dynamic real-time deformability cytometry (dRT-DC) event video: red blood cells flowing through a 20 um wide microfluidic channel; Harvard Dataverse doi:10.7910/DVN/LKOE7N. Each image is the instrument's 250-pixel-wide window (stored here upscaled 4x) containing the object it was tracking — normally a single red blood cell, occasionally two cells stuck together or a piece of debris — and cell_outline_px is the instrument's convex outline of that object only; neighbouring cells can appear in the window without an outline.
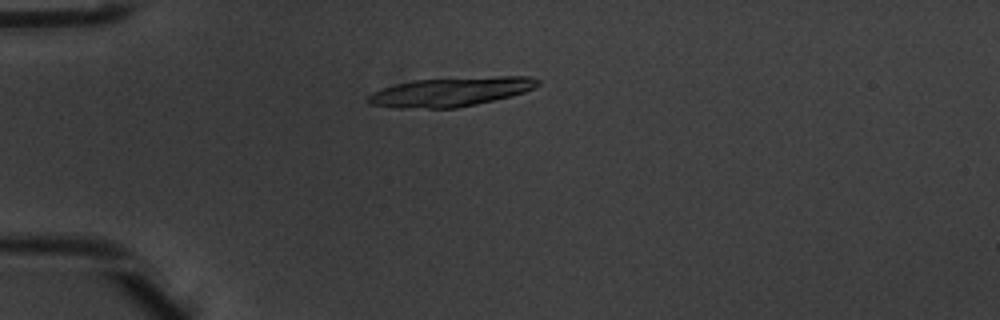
{"species": "common noctule bat (a hibernating species)", "species_latin": "Nyctalus noctula", "temperature_condition": "warm", "stored_images_in_passage": 8, "camera_frame_rate_fps": 3000, "um_per_image_px": 0.085, "animal": {"sex": "male", "body_mass_g": 20.1, "forearm_length_mm": 53.5}, "frame": {"image": 1, "passage_image": 4, "time_ms": 1.0, "image_size_px": [1000, 320], "cell_outline_px": [[540, 84], [536, 88], [512, 96], [476, 104], [456, 108], [392, 108], [368, 104], [364, 100], [372, 92], [396, 84], [416, 80], [496, 76], [532, 76], [540, 80]], "centroid_in_image_um": [38.33, 7.81], "position_along_channel_um": 46.7, "area_um2": 29.02}}